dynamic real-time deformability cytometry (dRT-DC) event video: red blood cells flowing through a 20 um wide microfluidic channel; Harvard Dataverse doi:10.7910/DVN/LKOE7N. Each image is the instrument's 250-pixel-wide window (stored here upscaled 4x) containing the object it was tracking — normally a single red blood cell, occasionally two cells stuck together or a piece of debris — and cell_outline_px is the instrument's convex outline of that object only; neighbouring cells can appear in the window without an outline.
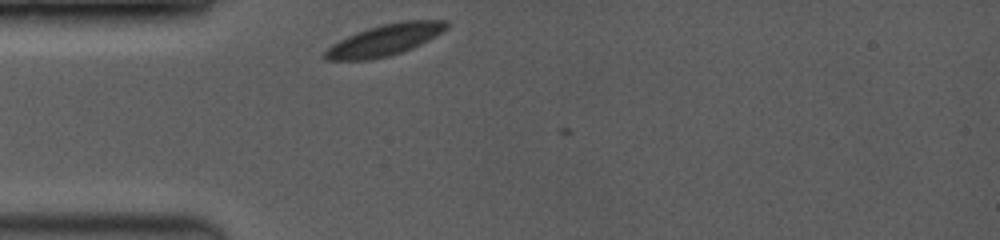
{"species": "common noctule bat (a hibernating species)", "species_latin": "Nyctalus noctula", "temperature_condition": "room temperature", "stored_images_in_passage": 4, "camera_frame_rate_fps": 3500, "um_per_image_px": 0.085, "animal": {"sex": "female", "body_mass_g": 19.0, "forearm_length_mm": 53.3}, "frame": {"image": 1, "passage_image": 1, "time_ms": 0.0, "image_size_px": [1000, 240], "cell_outline_px": [[452, 24], [448, 28], [436, 36], [412, 48], [388, 56], [368, 60], [324, 60], [320, 56], [332, 44], [356, 32], [368, 28], [384, 24], [404, 20], [448, 20]], "centroid_in_image_um": [32.72, 3.39], "position_along_channel_um": 52.3, "area_um2": 22.25}}
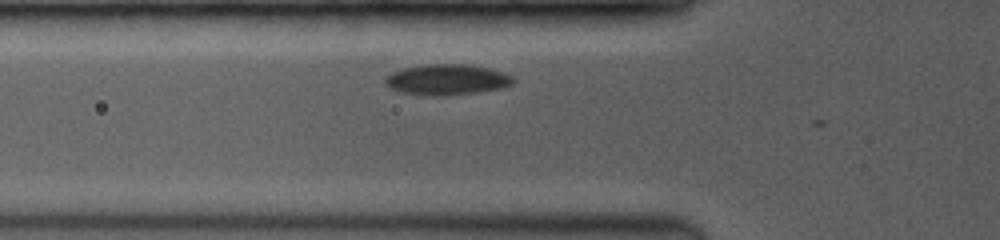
{"frame": {"image": 2, "passage_image": 3, "time_ms": 1.143, "image_size_px": [1000, 240], "cell_outline_px": [[516, 80], [512, 84], [500, 88], [476, 92], [444, 96], [424, 96], [400, 92], [392, 88], [384, 80], [384, 76], [392, 72], [404, 68], [428, 64], [468, 64], [488, 68], [504, 72], [512, 76]], "centroid_in_image_um": [37.99, 6.77], "position_along_channel_um": 87.8, "area_um2": 22.95}}